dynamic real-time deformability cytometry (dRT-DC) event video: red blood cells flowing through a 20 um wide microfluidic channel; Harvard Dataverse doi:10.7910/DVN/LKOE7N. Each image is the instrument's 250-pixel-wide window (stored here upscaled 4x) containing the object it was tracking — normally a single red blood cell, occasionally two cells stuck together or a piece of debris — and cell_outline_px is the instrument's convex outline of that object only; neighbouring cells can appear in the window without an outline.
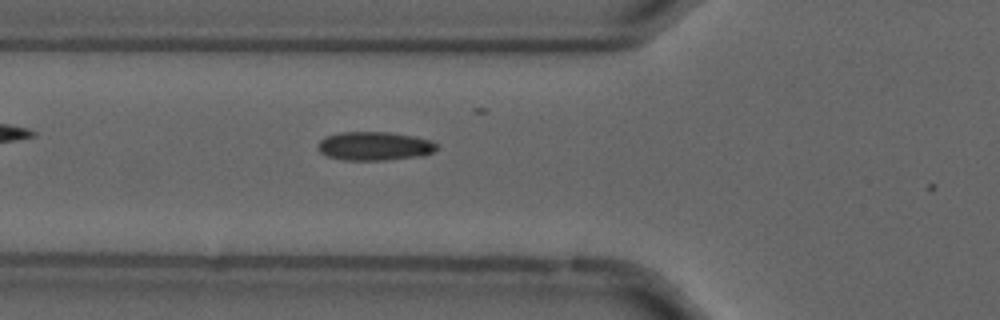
{"species": "common noctule bat (a hibernating species)", "species_latin": "Nyctalus noctula", "temperature_condition": "cold", "stored_images_in_passage": 6, "camera_frame_rate_fps": 3000, "um_per_image_px": 0.085, "animal": {"sex": "male", "forearm_length_mm": 52.5}, "frame": {"image": 1, "passage_image": 5, "time_ms": 1.333, "image_size_px": [1000, 320], "cell_outline_px": [[440, 148], [424, 156], [384, 160], [344, 160], [328, 156], [320, 152], [320, 140], [324, 136], [340, 132], [388, 132], [412, 136], [432, 140]], "centroid_in_image_um": [31.87, 12.41], "position_along_channel_um": 93.9, "area_um2": 19.88}}